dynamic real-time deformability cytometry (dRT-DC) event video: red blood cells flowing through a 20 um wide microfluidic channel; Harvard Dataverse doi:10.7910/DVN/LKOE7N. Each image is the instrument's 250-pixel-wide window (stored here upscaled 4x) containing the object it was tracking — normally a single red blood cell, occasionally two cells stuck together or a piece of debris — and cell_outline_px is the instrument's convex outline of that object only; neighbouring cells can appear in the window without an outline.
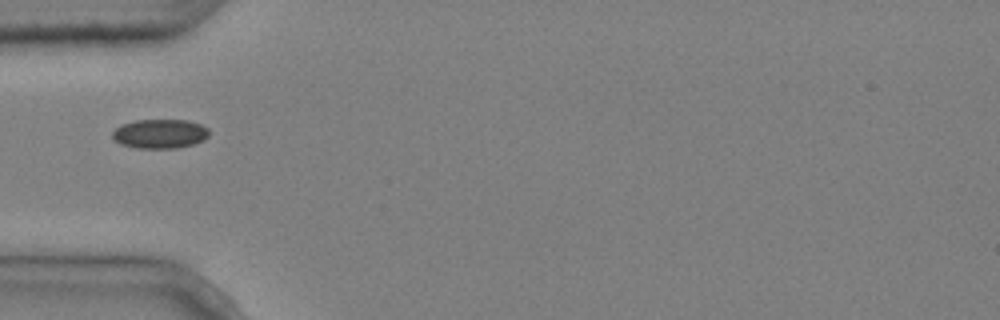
{"species": "common noctule bat (a hibernating species)", "species_latin": "Nyctalus noctula", "temperature_condition": "cold", "stored_images_in_passage": 4, "camera_frame_rate_fps": 3000, "um_per_image_px": 0.085, "animal": {"sex": "male", "body_mass_g": 20.4}, "frame": {"image": 1, "passage_image": 1, "time_ms": 0.0, "image_size_px": [1000, 320], "cell_outline_px": [[208, 136], [192, 144], [176, 148], [136, 148], [120, 144], [112, 136], [112, 132], [120, 124], [136, 120], [188, 120], [200, 124], [208, 128]], "centroid_in_image_um": [13.55, 11.36], "position_along_channel_um": 71.4, "area_um2": 16.36}}